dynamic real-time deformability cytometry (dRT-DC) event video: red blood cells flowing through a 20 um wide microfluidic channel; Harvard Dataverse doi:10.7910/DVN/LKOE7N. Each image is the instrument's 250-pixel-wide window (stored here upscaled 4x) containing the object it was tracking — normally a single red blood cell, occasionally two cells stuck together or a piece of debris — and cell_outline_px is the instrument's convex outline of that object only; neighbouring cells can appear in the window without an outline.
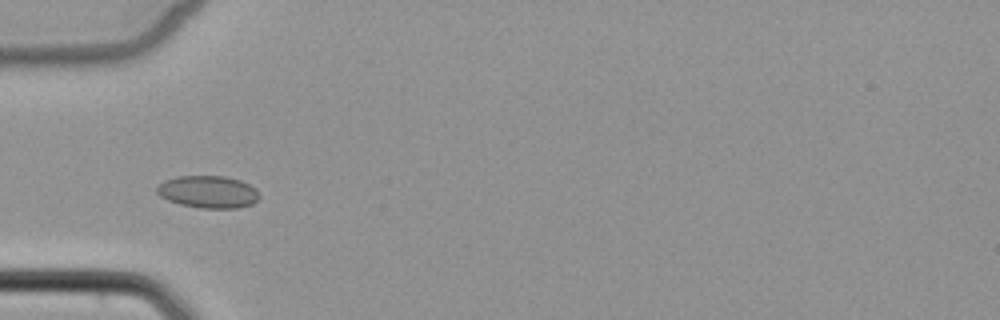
{"species": "common noctule bat (a hibernating species)", "species_latin": "Nyctalus noctula", "temperature_condition": "cold", "stored_images_in_passage": 5, "camera_frame_rate_fps": 3000, "um_per_image_px": 0.085, "animal": {"sex": "female", "body_mass_g": 22.7, "forearm_length_mm": 54.2}, "frame": {"image": 1, "passage_image": 5, "time_ms": 4.667, "image_size_px": [1000, 320], "cell_outline_px": [[260, 196], [252, 204], [236, 208], [200, 208], [180, 204], [168, 200], [160, 196], [156, 192], [156, 188], [164, 180], [176, 176], [224, 176], [240, 180], [256, 188]], "centroid_in_image_um": [17.68, 16.3], "position_along_channel_um": 67.3, "area_um2": 19.31}}